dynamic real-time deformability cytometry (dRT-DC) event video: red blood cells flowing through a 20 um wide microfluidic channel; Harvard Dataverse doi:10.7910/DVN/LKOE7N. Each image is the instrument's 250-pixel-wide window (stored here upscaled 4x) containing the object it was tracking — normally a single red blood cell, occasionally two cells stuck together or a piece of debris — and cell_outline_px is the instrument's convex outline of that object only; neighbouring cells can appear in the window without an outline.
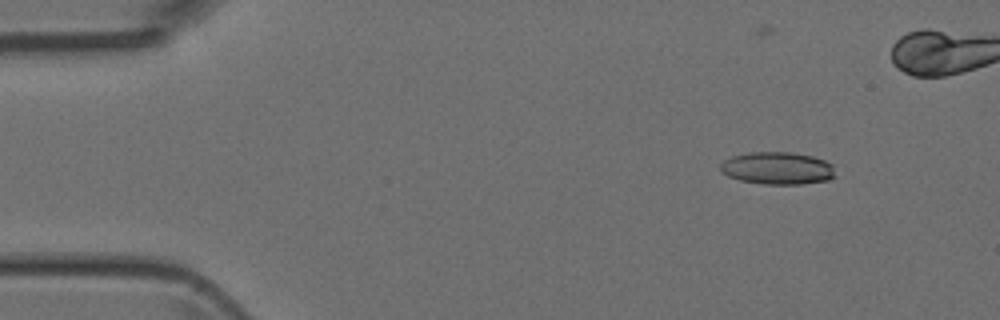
{"species": "Egyptian fruit bat (a non-hibernating species)", "species_latin": "Rousettus aegyptiacus", "temperature_condition": "room temperature", "stored_images_in_passage": 10, "camera_frame_rate_fps": 3000, "um_per_image_px": 0.085, "animal": {"sex": "female"}, "frame": {"image": 1, "passage_image": 1, "time_ms": 0.0, "image_size_px": [1000, 320], "cell_outline_px": [[836, 176], [828, 180], [800, 184], [764, 184], [740, 180], [728, 176], [720, 172], [720, 164], [724, 160], [732, 156], [748, 152], [792, 152], [812, 156], [824, 160], [832, 164]], "centroid_in_image_um": [66.07, 14.29], "position_along_channel_um": 18.9, "area_um2": 21.85}}